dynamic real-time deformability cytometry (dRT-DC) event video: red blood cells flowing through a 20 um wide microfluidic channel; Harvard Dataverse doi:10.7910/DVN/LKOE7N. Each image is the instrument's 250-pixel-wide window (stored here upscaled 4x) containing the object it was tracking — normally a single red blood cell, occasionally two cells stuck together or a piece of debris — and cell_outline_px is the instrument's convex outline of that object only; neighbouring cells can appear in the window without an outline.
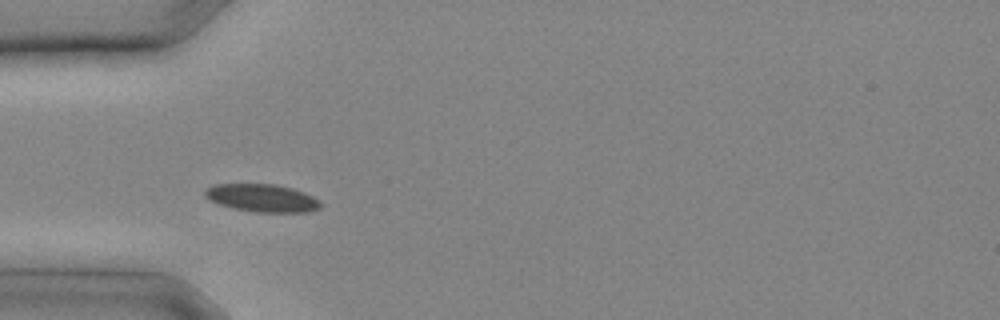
{"species": "common noctule bat (a hibernating species)", "species_latin": "Nyctalus noctula", "temperature_condition": "cold", "stored_images_in_passage": 18, "camera_frame_rate_fps": 3000, "um_per_image_px": 0.085, "animal": {"sex": "male", "body_mass_g": 20.4}, "frame": {"image": 1, "passage_image": 1, "time_ms": 0.0, "image_size_px": [1000, 320], "cell_outline_px": [[320, 208], [308, 212], [256, 212], [236, 208], [220, 204], [204, 196], [204, 192], [208, 188], [216, 184], [276, 184], [292, 188], [304, 192], [320, 200]], "centroid_in_image_um": [22.32, 16.82], "position_along_channel_um": 62.7, "area_um2": 18.5}}
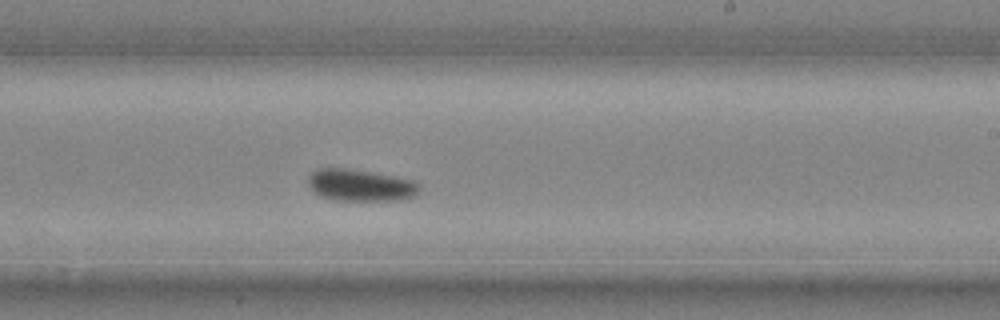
{"frame": {"image": 2, "passage_image": 9, "time_ms": 2.667, "image_size_px": [1000, 320], "cell_outline_px": [[420, 188], [416, 196], [396, 200], [336, 200], [320, 196], [308, 184], [308, 176], [312, 172], [320, 168], [344, 168], [392, 176], [412, 180]], "centroid_in_image_um": [30.61, 15.75], "position_along_channel_um": 258.4, "area_um2": 20.23}}
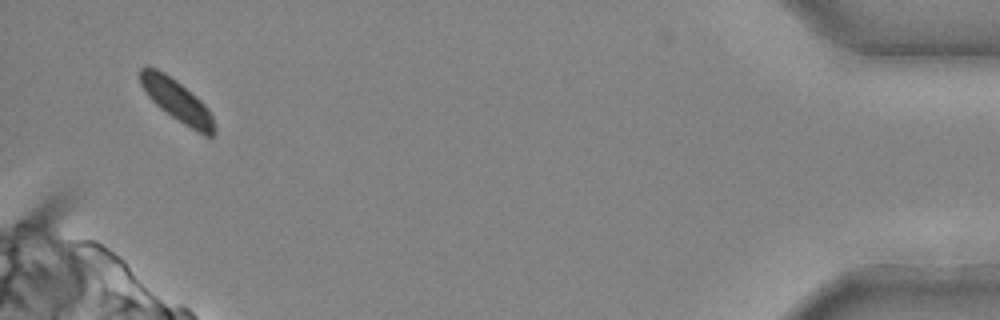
{"frame": {"image": 3, "passage_image": 18, "time_ms": 5.667, "image_size_px": [1000, 320], "cell_outline_px": [[216, 132], [212, 136], [204, 136], [196, 132], [160, 108], [148, 96], [140, 84], [140, 68], [156, 68], [164, 72], [176, 80], [196, 96], [208, 108], [212, 116], [216, 128]], "centroid_in_image_um": [15.07, 8.58], "position_along_channel_um": 420.1, "area_um2": 17.92}}